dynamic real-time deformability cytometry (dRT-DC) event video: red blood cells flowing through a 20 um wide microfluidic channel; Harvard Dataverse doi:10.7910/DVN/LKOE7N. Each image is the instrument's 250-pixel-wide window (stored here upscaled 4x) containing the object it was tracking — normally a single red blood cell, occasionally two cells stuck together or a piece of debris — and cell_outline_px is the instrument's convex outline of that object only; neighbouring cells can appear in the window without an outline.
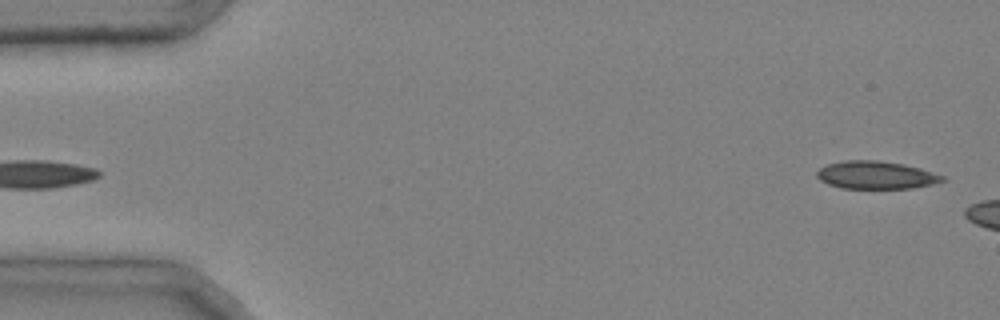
{"species": "common noctule bat (a hibernating species)", "species_latin": "Nyctalus noctula", "temperature_condition": "cold", "stored_images_in_passage": 5, "camera_frame_rate_fps": 3000, "um_per_image_px": 0.085, "animal": {"sex": "male", "body_mass_g": 20.4}, "frame": {"image": 1, "passage_image": 1, "time_ms": 0.0, "image_size_px": [1000, 320], "cell_outline_px": [[948, 180], [932, 184], [912, 188], [840, 188], [828, 184], [820, 180], [816, 176], [816, 172], [820, 168], [828, 164], [844, 160], [876, 160], [904, 164], [920, 168], [944, 176]], "centroid_in_image_um": [74.46, 14.88], "position_along_channel_um": 10.5, "area_um2": 20.35}}